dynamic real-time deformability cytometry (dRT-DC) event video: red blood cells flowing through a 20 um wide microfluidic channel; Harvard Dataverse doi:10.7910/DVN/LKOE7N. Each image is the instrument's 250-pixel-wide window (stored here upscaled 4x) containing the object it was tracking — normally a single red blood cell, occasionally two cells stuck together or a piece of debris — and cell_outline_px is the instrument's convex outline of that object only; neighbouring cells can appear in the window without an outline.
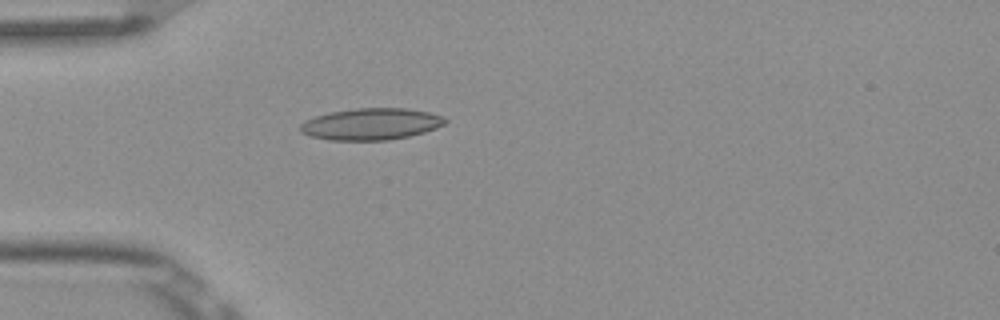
{"species": "Egyptian fruit bat (a non-hibernating species)", "species_latin": "Rousettus aegyptiacus", "temperature_condition": "room temperature", "stored_images_in_passage": 4, "camera_frame_rate_fps": 3000, "um_per_image_px": 0.085, "frame": {"image": 1, "passage_image": 4, "time_ms": 1.0, "image_size_px": [1000, 320], "cell_outline_px": [[448, 120], [444, 124], [436, 128], [424, 132], [408, 136], [388, 140], [328, 140], [308, 136], [300, 132], [300, 124], [304, 120], [328, 112], [356, 108], [408, 108], [428, 112], [444, 116]], "centroid_in_image_um": [31.52, 10.54], "position_along_channel_um": 53.5, "area_um2": 26.93}}